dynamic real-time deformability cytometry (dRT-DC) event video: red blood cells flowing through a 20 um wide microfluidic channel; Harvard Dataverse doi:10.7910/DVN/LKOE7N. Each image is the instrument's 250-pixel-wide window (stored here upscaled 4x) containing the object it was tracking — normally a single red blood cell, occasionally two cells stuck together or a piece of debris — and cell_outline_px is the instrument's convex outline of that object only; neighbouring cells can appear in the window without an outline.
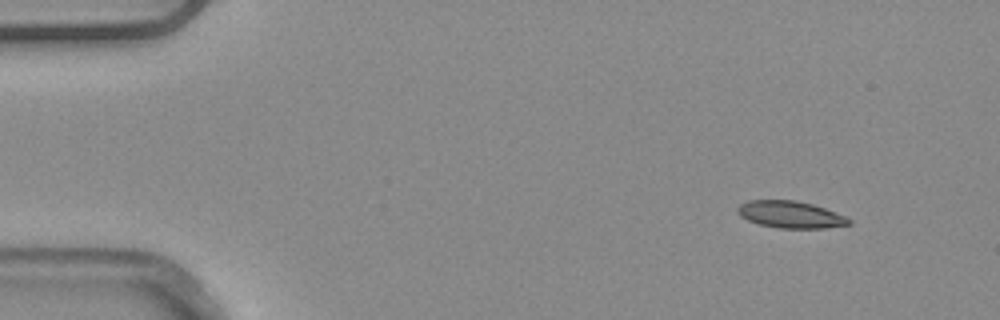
{"species": "common noctule bat (a hibernating species)", "species_latin": "Nyctalus noctula", "temperature_condition": "warm", "stored_images_in_passage": 4, "camera_frame_rate_fps": 3000, "um_per_image_px": 0.085, "animal": {"sex": "male", "body_mass_g": 20.4}, "frame": {"image": 1, "passage_image": 1, "time_ms": 0.0, "image_size_px": [1000, 320], "cell_outline_px": [[852, 224], [824, 228], [780, 228], [760, 224], [748, 220], [740, 216], [736, 212], [736, 208], [740, 204], [748, 200], [796, 200], [812, 204], [824, 208], [844, 216], [852, 220]], "centroid_in_image_um": [67.17, 18.23], "position_along_channel_um": 17.8, "area_um2": 17.46}}
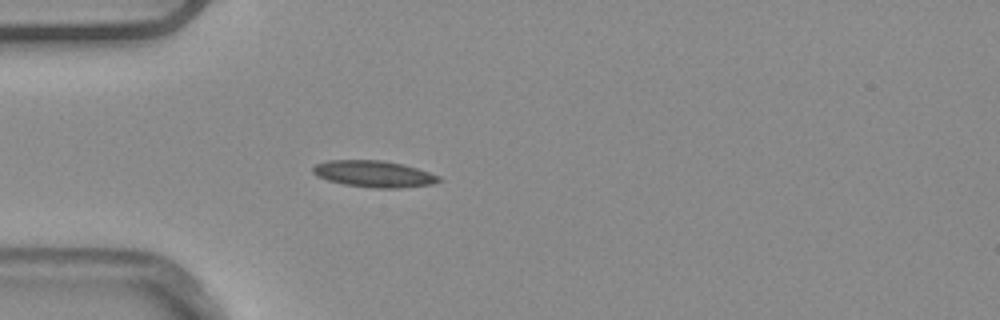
{"frame": {"image": 2, "passage_image": 4, "time_ms": 1.0, "image_size_px": [1000, 320], "cell_outline_px": [[444, 180], [432, 184], [400, 188], [376, 188], [344, 184], [328, 180], [316, 176], [312, 172], [312, 168], [316, 164], [328, 160], [380, 160], [404, 164], [440, 176]], "centroid_in_image_um": [31.79, 14.78], "position_along_channel_um": 53.2, "area_um2": 19.48}}